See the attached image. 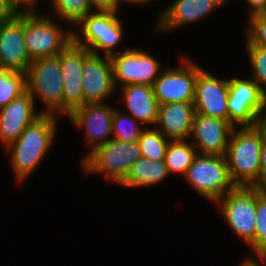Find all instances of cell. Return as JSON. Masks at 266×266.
Instances as JSON below:
<instances>
[{"mask_svg":"<svg viewBox=\"0 0 266 266\" xmlns=\"http://www.w3.org/2000/svg\"><path fill=\"white\" fill-rule=\"evenodd\" d=\"M59 117L42 114L31 123L20 137L8 146L10 168L18 183L27 180L30 174L44 161L56 139Z\"/></svg>","mask_w":266,"mask_h":266,"instance_id":"cell-1","label":"cell"},{"mask_svg":"<svg viewBox=\"0 0 266 266\" xmlns=\"http://www.w3.org/2000/svg\"><path fill=\"white\" fill-rule=\"evenodd\" d=\"M262 145L261 134L254 126L234 127L225 156L235 186L257 187L261 183Z\"/></svg>","mask_w":266,"mask_h":266,"instance_id":"cell-2","label":"cell"},{"mask_svg":"<svg viewBox=\"0 0 266 266\" xmlns=\"http://www.w3.org/2000/svg\"><path fill=\"white\" fill-rule=\"evenodd\" d=\"M140 157L138 141L124 142L112 138L94 149L80 164L84 175H103L110 182L120 185Z\"/></svg>","mask_w":266,"mask_h":266,"instance_id":"cell-3","label":"cell"},{"mask_svg":"<svg viewBox=\"0 0 266 266\" xmlns=\"http://www.w3.org/2000/svg\"><path fill=\"white\" fill-rule=\"evenodd\" d=\"M55 19L39 10L24 12V40L32 60L57 57L73 40V30H65Z\"/></svg>","mask_w":266,"mask_h":266,"instance_id":"cell-4","label":"cell"},{"mask_svg":"<svg viewBox=\"0 0 266 266\" xmlns=\"http://www.w3.org/2000/svg\"><path fill=\"white\" fill-rule=\"evenodd\" d=\"M26 90L40 101L42 114L62 117L63 77L58 57L32 60L26 72Z\"/></svg>","mask_w":266,"mask_h":266,"instance_id":"cell-5","label":"cell"},{"mask_svg":"<svg viewBox=\"0 0 266 266\" xmlns=\"http://www.w3.org/2000/svg\"><path fill=\"white\" fill-rule=\"evenodd\" d=\"M123 24L117 11L93 12L73 28V40L92 53L112 56L125 38Z\"/></svg>","mask_w":266,"mask_h":266,"instance_id":"cell-6","label":"cell"},{"mask_svg":"<svg viewBox=\"0 0 266 266\" xmlns=\"http://www.w3.org/2000/svg\"><path fill=\"white\" fill-rule=\"evenodd\" d=\"M182 179L212 204L236 187L231 181L225 155L198 154Z\"/></svg>","mask_w":266,"mask_h":266,"instance_id":"cell-7","label":"cell"},{"mask_svg":"<svg viewBox=\"0 0 266 266\" xmlns=\"http://www.w3.org/2000/svg\"><path fill=\"white\" fill-rule=\"evenodd\" d=\"M214 204L233 233L249 247L256 228V187L236 186Z\"/></svg>","mask_w":266,"mask_h":266,"instance_id":"cell-8","label":"cell"},{"mask_svg":"<svg viewBox=\"0 0 266 266\" xmlns=\"http://www.w3.org/2000/svg\"><path fill=\"white\" fill-rule=\"evenodd\" d=\"M110 58L117 90L128 84L153 86L163 70L162 62L142 48H123Z\"/></svg>","mask_w":266,"mask_h":266,"instance_id":"cell-9","label":"cell"},{"mask_svg":"<svg viewBox=\"0 0 266 266\" xmlns=\"http://www.w3.org/2000/svg\"><path fill=\"white\" fill-rule=\"evenodd\" d=\"M178 67L163 68L153 84L158 104L194 102L197 73L203 68L188 56H181Z\"/></svg>","mask_w":266,"mask_h":266,"instance_id":"cell-10","label":"cell"},{"mask_svg":"<svg viewBox=\"0 0 266 266\" xmlns=\"http://www.w3.org/2000/svg\"><path fill=\"white\" fill-rule=\"evenodd\" d=\"M228 90L229 121L235 127L254 126L257 115L265 107L266 95L249 76L228 79Z\"/></svg>","mask_w":266,"mask_h":266,"instance_id":"cell-11","label":"cell"},{"mask_svg":"<svg viewBox=\"0 0 266 266\" xmlns=\"http://www.w3.org/2000/svg\"><path fill=\"white\" fill-rule=\"evenodd\" d=\"M116 107L103 103H88L73 110L67 119L84 131V142L89 147L81 161L97 147L112 139V115Z\"/></svg>","mask_w":266,"mask_h":266,"instance_id":"cell-12","label":"cell"},{"mask_svg":"<svg viewBox=\"0 0 266 266\" xmlns=\"http://www.w3.org/2000/svg\"><path fill=\"white\" fill-rule=\"evenodd\" d=\"M81 79L83 105L106 102L117 92L110 56L89 52L84 57Z\"/></svg>","mask_w":266,"mask_h":266,"instance_id":"cell-13","label":"cell"},{"mask_svg":"<svg viewBox=\"0 0 266 266\" xmlns=\"http://www.w3.org/2000/svg\"><path fill=\"white\" fill-rule=\"evenodd\" d=\"M89 52L85 46L72 40L57 56L63 77L62 116L64 118L76 108L83 106L81 71L84 57Z\"/></svg>","mask_w":266,"mask_h":266,"instance_id":"cell-14","label":"cell"},{"mask_svg":"<svg viewBox=\"0 0 266 266\" xmlns=\"http://www.w3.org/2000/svg\"><path fill=\"white\" fill-rule=\"evenodd\" d=\"M228 0H174L167 5L159 15L156 16L157 23L154 31L161 33H171L182 29L191 23L195 24L206 19L216 9L226 5Z\"/></svg>","mask_w":266,"mask_h":266,"instance_id":"cell-15","label":"cell"},{"mask_svg":"<svg viewBox=\"0 0 266 266\" xmlns=\"http://www.w3.org/2000/svg\"><path fill=\"white\" fill-rule=\"evenodd\" d=\"M228 93V79L215 77L213 73L202 68L197 73L195 83V113L229 121Z\"/></svg>","mask_w":266,"mask_h":266,"instance_id":"cell-16","label":"cell"},{"mask_svg":"<svg viewBox=\"0 0 266 266\" xmlns=\"http://www.w3.org/2000/svg\"><path fill=\"white\" fill-rule=\"evenodd\" d=\"M234 127L230 121L195 113L189 141L198 154L225 155Z\"/></svg>","mask_w":266,"mask_h":266,"instance_id":"cell-17","label":"cell"},{"mask_svg":"<svg viewBox=\"0 0 266 266\" xmlns=\"http://www.w3.org/2000/svg\"><path fill=\"white\" fill-rule=\"evenodd\" d=\"M36 107L34 98L26 91L0 109V144L5 150L42 115Z\"/></svg>","mask_w":266,"mask_h":266,"instance_id":"cell-18","label":"cell"},{"mask_svg":"<svg viewBox=\"0 0 266 266\" xmlns=\"http://www.w3.org/2000/svg\"><path fill=\"white\" fill-rule=\"evenodd\" d=\"M32 59L24 40V12L0 24V68L26 72Z\"/></svg>","mask_w":266,"mask_h":266,"instance_id":"cell-19","label":"cell"},{"mask_svg":"<svg viewBox=\"0 0 266 266\" xmlns=\"http://www.w3.org/2000/svg\"><path fill=\"white\" fill-rule=\"evenodd\" d=\"M195 108L193 102L160 104L155 128L169 141L189 140Z\"/></svg>","mask_w":266,"mask_h":266,"instance_id":"cell-20","label":"cell"},{"mask_svg":"<svg viewBox=\"0 0 266 266\" xmlns=\"http://www.w3.org/2000/svg\"><path fill=\"white\" fill-rule=\"evenodd\" d=\"M118 89L122 91L119 100H122L125 106V113L144 124L145 128L155 127L159 104L154 96L153 86L128 84Z\"/></svg>","mask_w":266,"mask_h":266,"instance_id":"cell-21","label":"cell"},{"mask_svg":"<svg viewBox=\"0 0 266 266\" xmlns=\"http://www.w3.org/2000/svg\"><path fill=\"white\" fill-rule=\"evenodd\" d=\"M170 176L164 160L137 159L126 179L120 184L124 188H145L159 185Z\"/></svg>","mask_w":266,"mask_h":266,"instance_id":"cell-22","label":"cell"},{"mask_svg":"<svg viewBox=\"0 0 266 266\" xmlns=\"http://www.w3.org/2000/svg\"><path fill=\"white\" fill-rule=\"evenodd\" d=\"M197 155V149L189 140L170 141L164 159L169 174L184 177Z\"/></svg>","mask_w":266,"mask_h":266,"instance_id":"cell-23","label":"cell"},{"mask_svg":"<svg viewBox=\"0 0 266 266\" xmlns=\"http://www.w3.org/2000/svg\"><path fill=\"white\" fill-rule=\"evenodd\" d=\"M50 16L69 24L73 30L84 18L93 13L88 0H50Z\"/></svg>","mask_w":266,"mask_h":266,"instance_id":"cell-24","label":"cell"},{"mask_svg":"<svg viewBox=\"0 0 266 266\" xmlns=\"http://www.w3.org/2000/svg\"><path fill=\"white\" fill-rule=\"evenodd\" d=\"M26 91V74L24 72L0 68V109Z\"/></svg>","mask_w":266,"mask_h":266,"instance_id":"cell-25","label":"cell"},{"mask_svg":"<svg viewBox=\"0 0 266 266\" xmlns=\"http://www.w3.org/2000/svg\"><path fill=\"white\" fill-rule=\"evenodd\" d=\"M169 142L155 127H146L138 139L141 156L149 160H164Z\"/></svg>","mask_w":266,"mask_h":266,"instance_id":"cell-26","label":"cell"},{"mask_svg":"<svg viewBox=\"0 0 266 266\" xmlns=\"http://www.w3.org/2000/svg\"><path fill=\"white\" fill-rule=\"evenodd\" d=\"M141 125V127H140ZM140 122L120 108H115L112 115V138L118 141H138L141 132L145 129Z\"/></svg>","mask_w":266,"mask_h":266,"instance_id":"cell-27","label":"cell"},{"mask_svg":"<svg viewBox=\"0 0 266 266\" xmlns=\"http://www.w3.org/2000/svg\"><path fill=\"white\" fill-rule=\"evenodd\" d=\"M246 54L250 63V78L253 79L261 91L266 95V49L244 40Z\"/></svg>","mask_w":266,"mask_h":266,"instance_id":"cell-28","label":"cell"},{"mask_svg":"<svg viewBox=\"0 0 266 266\" xmlns=\"http://www.w3.org/2000/svg\"><path fill=\"white\" fill-rule=\"evenodd\" d=\"M256 228L254 242L247 248L256 256L266 251V197L256 187Z\"/></svg>","mask_w":266,"mask_h":266,"instance_id":"cell-29","label":"cell"},{"mask_svg":"<svg viewBox=\"0 0 266 266\" xmlns=\"http://www.w3.org/2000/svg\"><path fill=\"white\" fill-rule=\"evenodd\" d=\"M245 38L253 45L266 49V13L256 14L246 23Z\"/></svg>","mask_w":266,"mask_h":266,"instance_id":"cell-30","label":"cell"},{"mask_svg":"<svg viewBox=\"0 0 266 266\" xmlns=\"http://www.w3.org/2000/svg\"><path fill=\"white\" fill-rule=\"evenodd\" d=\"M93 12H115L117 11L116 0H88Z\"/></svg>","mask_w":266,"mask_h":266,"instance_id":"cell-31","label":"cell"},{"mask_svg":"<svg viewBox=\"0 0 266 266\" xmlns=\"http://www.w3.org/2000/svg\"><path fill=\"white\" fill-rule=\"evenodd\" d=\"M19 11L7 0H0V24L13 19Z\"/></svg>","mask_w":266,"mask_h":266,"instance_id":"cell-32","label":"cell"},{"mask_svg":"<svg viewBox=\"0 0 266 266\" xmlns=\"http://www.w3.org/2000/svg\"><path fill=\"white\" fill-rule=\"evenodd\" d=\"M11 3L19 12H31L37 11L38 4L42 0H7Z\"/></svg>","mask_w":266,"mask_h":266,"instance_id":"cell-33","label":"cell"},{"mask_svg":"<svg viewBox=\"0 0 266 266\" xmlns=\"http://www.w3.org/2000/svg\"><path fill=\"white\" fill-rule=\"evenodd\" d=\"M231 0H228L230 2ZM248 7V15L250 17L260 14L266 13V0H245Z\"/></svg>","mask_w":266,"mask_h":266,"instance_id":"cell-34","label":"cell"},{"mask_svg":"<svg viewBox=\"0 0 266 266\" xmlns=\"http://www.w3.org/2000/svg\"><path fill=\"white\" fill-rule=\"evenodd\" d=\"M254 127L260 132L263 143H266V104L257 115Z\"/></svg>","mask_w":266,"mask_h":266,"instance_id":"cell-35","label":"cell"},{"mask_svg":"<svg viewBox=\"0 0 266 266\" xmlns=\"http://www.w3.org/2000/svg\"><path fill=\"white\" fill-rule=\"evenodd\" d=\"M256 257L257 259H255ZM256 257L246 255L242 258V262H249L252 266H266V251L257 254Z\"/></svg>","mask_w":266,"mask_h":266,"instance_id":"cell-36","label":"cell"},{"mask_svg":"<svg viewBox=\"0 0 266 266\" xmlns=\"http://www.w3.org/2000/svg\"><path fill=\"white\" fill-rule=\"evenodd\" d=\"M156 1V0H154ZM153 0H116L117 2V12H119V8L121 7L120 5H127V4H133V5H136V6H139V5H145V4H149L150 2H154ZM127 3V4H126Z\"/></svg>","mask_w":266,"mask_h":266,"instance_id":"cell-37","label":"cell"},{"mask_svg":"<svg viewBox=\"0 0 266 266\" xmlns=\"http://www.w3.org/2000/svg\"><path fill=\"white\" fill-rule=\"evenodd\" d=\"M261 182L266 177V143H263L260 155Z\"/></svg>","mask_w":266,"mask_h":266,"instance_id":"cell-38","label":"cell"},{"mask_svg":"<svg viewBox=\"0 0 266 266\" xmlns=\"http://www.w3.org/2000/svg\"><path fill=\"white\" fill-rule=\"evenodd\" d=\"M260 192L266 197V177L262 179V182L257 186Z\"/></svg>","mask_w":266,"mask_h":266,"instance_id":"cell-39","label":"cell"},{"mask_svg":"<svg viewBox=\"0 0 266 266\" xmlns=\"http://www.w3.org/2000/svg\"><path fill=\"white\" fill-rule=\"evenodd\" d=\"M238 266H252V265L249 262H242L241 261V263H239Z\"/></svg>","mask_w":266,"mask_h":266,"instance_id":"cell-40","label":"cell"}]
</instances>
